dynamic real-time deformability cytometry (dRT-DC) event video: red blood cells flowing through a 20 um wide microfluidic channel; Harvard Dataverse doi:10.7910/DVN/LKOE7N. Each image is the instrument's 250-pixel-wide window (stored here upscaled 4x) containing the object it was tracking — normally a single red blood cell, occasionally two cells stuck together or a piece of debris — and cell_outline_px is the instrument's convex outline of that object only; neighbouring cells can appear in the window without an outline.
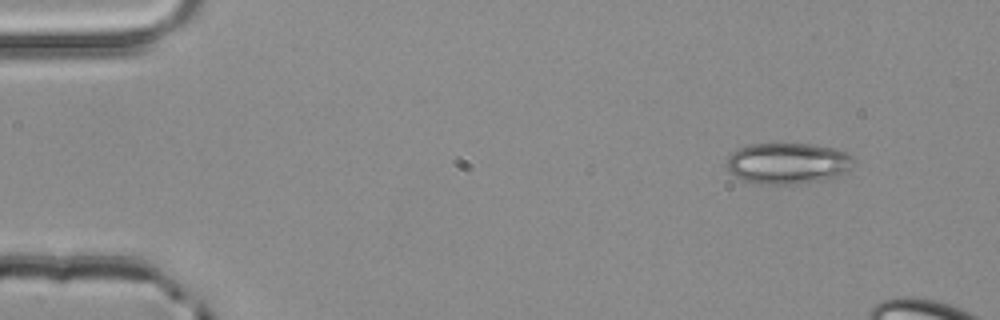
{"species": "common noctule bat (a hibernating species)", "species_latin": "Nyctalus noctula", "temperature_condition": "room temperature", "stored_images_in_passage": 3, "camera_frame_rate_fps": 3000, "um_per_image_px": 0.085, "animal": {"sex": "male", "body_mass_g": 20.4}, "frame": {"image": 1, "passage_image": 1, "time_ms": 0.0, "image_size_px": [1000, 320], "cell_outline_px": [[856, 160], [848, 172], [836, 176], [796, 184], [756, 184], [744, 180], [736, 176], [724, 164], [728, 156], [732, 152], [740, 148], [752, 144], [812, 144], [832, 148], [844, 152], [852, 156]], "centroid_in_image_um": [66.95, 13.88], "position_along_channel_um": 18.0, "area_um2": 30.29}}